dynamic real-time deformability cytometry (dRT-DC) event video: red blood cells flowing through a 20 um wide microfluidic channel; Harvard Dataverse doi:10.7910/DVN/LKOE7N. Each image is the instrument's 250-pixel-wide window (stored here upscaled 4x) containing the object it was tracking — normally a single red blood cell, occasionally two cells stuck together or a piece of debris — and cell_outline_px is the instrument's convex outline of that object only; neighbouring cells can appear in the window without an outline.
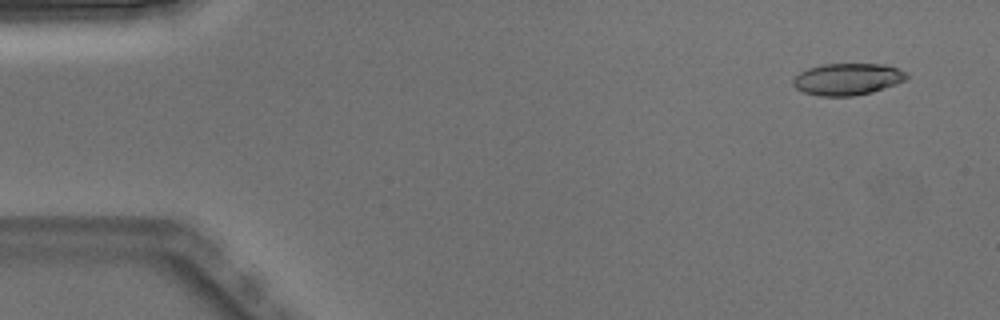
{"species": "Egyptian fruit bat (a non-hibernating species)", "species_latin": "Rousettus aegyptiacus", "temperature_condition": "warm", "stored_images_in_passage": 4, "camera_frame_rate_fps": 3000, "um_per_image_px": 0.085, "animal": {"sex": "male"}, "frame": {"image": 1, "passage_image": 1, "time_ms": 0.0, "image_size_px": [1000, 320], "cell_outline_px": [[908, 76], [904, 80], [896, 84], [872, 92], [852, 96], [820, 96], [804, 92], [796, 88], [792, 84], [792, 80], [800, 72], [808, 68], [824, 64], [884, 64], [908, 72]], "centroid_in_image_um": [72.03, 6.73], "position_along_channel_um": 13.0, "area_um2": 20.98}}